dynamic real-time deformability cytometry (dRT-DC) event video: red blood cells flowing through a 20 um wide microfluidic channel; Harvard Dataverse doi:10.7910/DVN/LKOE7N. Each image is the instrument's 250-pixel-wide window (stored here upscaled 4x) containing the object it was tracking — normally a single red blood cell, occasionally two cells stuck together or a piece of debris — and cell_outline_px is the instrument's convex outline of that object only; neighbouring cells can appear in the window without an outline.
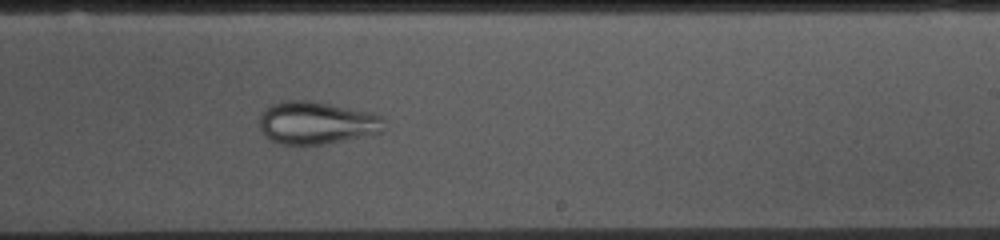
{"species": "common noctule bat (a hibernating species)", "species_latin": "Nyctalus noctula", "temperature_condition": "cold", "stored_images_in_passage": 53, "camera_frame_rate_fps": 3000, "um_per_image_px": 0.085, "animal": {"sex": "female", "body_mass_g": 10.0, "forearm_length_mm": 53.1}, "frame": {"image": 1, "passage_image": 31, "time_ms": 10.0, "image_size_px": [1000, 240], "cell_outline_px": [[384, 132], [324, 144], [280, 144], [268, 140], [260, 128], [260, 116], [272, 104], [284, 100], [312, 100], [372, 112], [384, 116]], "centroid_in_image_um": [26.95, 10.43], "position_along_channel_um": 262.1, "area_um2": 31.21}}
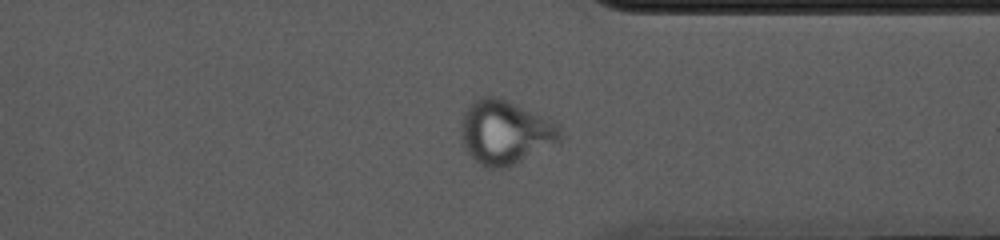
{"frame": {"image": 2, "passage_image": 40, "time_ms": 13.0, "image_size_px": [1000, 240], "cell_outline_px": [[564, 132], [560, 140], [504, 168], [488, 168], [480, 164], [464, 148], [460, 140], [460, 124], [464, 112], [468, 104], [472, 100], [480, 96], [496, 96], [508, 100], [556, 120], [564, 128]], "centroid_in_image_um": [42.93, 11.18], "position_along_channel_um": 368.5, "area_um2": 37.4}}
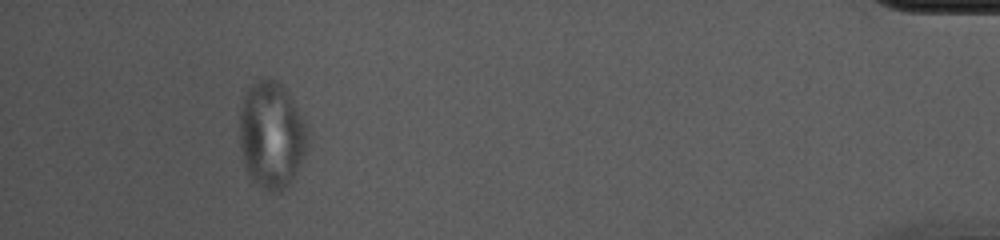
{"frame": {"image": 3, "passage_image": 49, "time_ms": 16.0, "image_size_px": [1000, 240], "cell_outline_px": [[308, 144], [304, 156], [292, 180], [280, 192], [272, 192], [256, 184], [252, 180], [244, 164], [240, 148], [240, 108], [244, 92], [256, 80], [276, 80], [288, 92], [304, 120], [308, 132]], "centroid_in_image_um": [23.07, 11.48], "position_along_channel_um": 412.1, "area_um2": 42.31}}